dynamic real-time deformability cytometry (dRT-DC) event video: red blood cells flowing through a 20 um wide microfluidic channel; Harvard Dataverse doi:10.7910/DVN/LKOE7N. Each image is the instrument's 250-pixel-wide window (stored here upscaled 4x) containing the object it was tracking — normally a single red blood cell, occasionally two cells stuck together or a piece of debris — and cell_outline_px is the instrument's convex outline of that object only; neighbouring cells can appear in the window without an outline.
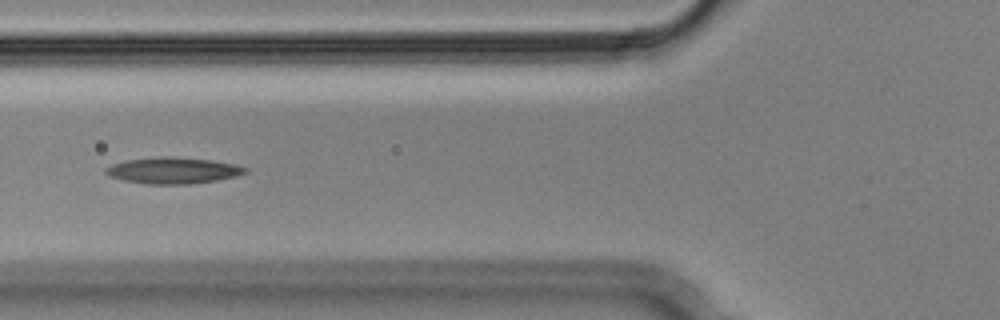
{"species": "Egyptian fruit bat (a non-hibernating species)", "species_latin": "Rousettus aegyptiacus", "temperature_condition": "cold", "stored_images_in_passage": 6, "camera_frame_rate_fps": 3000, "um_per_image_px": 0.085, "animal": {"sex": "male"}, "frame": {"image": 1, "passage_image": 6, "time_ms": 1.667, "image_size_px": [1000, 320], "cell_outline_px": [[248, 172], [236, 176], [216, 180], [188, 184], [148, 184], [124, 180], [108, 176], [104, 172], [104, 168], [112, 164], [128, 160], [160, 156], [168, 156], [212, 160], [236, 164], [248, 168]], "centroid_in_image_um": [14.71, 14.49], "position_along_channel_um": 111.1, "area_um2": 21.39}}